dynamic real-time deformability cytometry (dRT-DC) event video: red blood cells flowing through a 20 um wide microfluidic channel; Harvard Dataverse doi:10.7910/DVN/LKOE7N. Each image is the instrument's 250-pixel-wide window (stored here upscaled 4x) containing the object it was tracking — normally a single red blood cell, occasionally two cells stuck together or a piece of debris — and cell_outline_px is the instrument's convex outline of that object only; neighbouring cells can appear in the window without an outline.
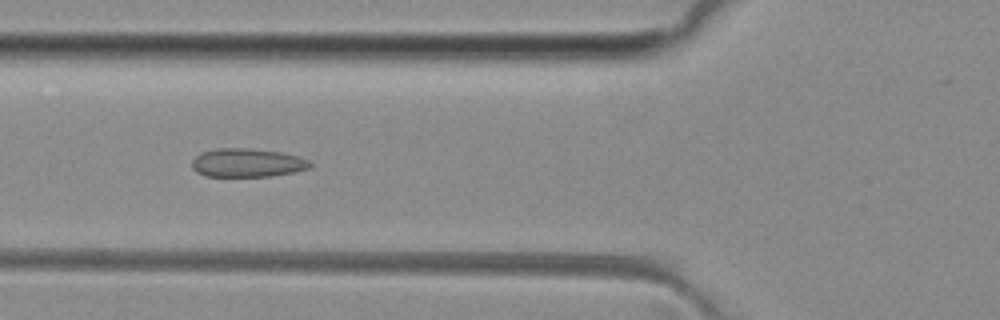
{"species": "common noctule bat (a hibernating species)", "species_latin": "Nyctalus noctula", "temperature_condition": "room temperature", "stored_images_in_passage": 41, "camera_frame_rate_fps": 3000, "um_per_image_px": 0.085, "animal": {"sex": "female", "body_mass_g": 29.2, "forearm_length_mm": 56.3}, "frame": {"image": 1, "passage_image": 9, "time_ms": 2.667, "image_size_px": [1000, 320], "cell_outline_px": [[312, 164], [308, 168], [292, 172], [272, 176], [204, 176], [196, 172], [192, 168], [192, 160], [200, 152], [216, 148], [248, 148], [280, 152], [296, 156], [308, 160]], "centroid_in_image_um": [20.95, 13.83], "position_along_channel_um": 104.8, "area_um2": 19.59}}
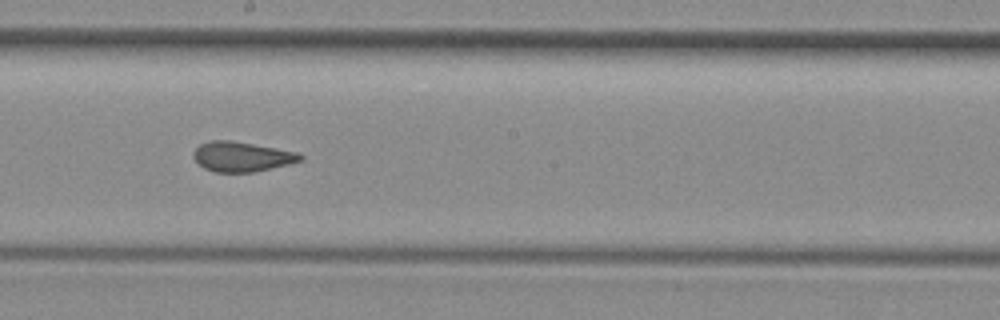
{"frame": {"image": 2, "passage_image": 18, "time_ms": 5.667, "image_size_px": [1000, 320], "cell_outline_px": [[304, 156], [300, 160], [288, 164], [252, 172], [216, 172], [204, 168], [192, 156], [192, 152], [200, 144], [208, 140], [228, 140], [276, 148], [296, 152]], "centroid_in_image_um": [20.5, 13.31], "position_along_channel_um": 227.7, "area_um2": 18.32}}
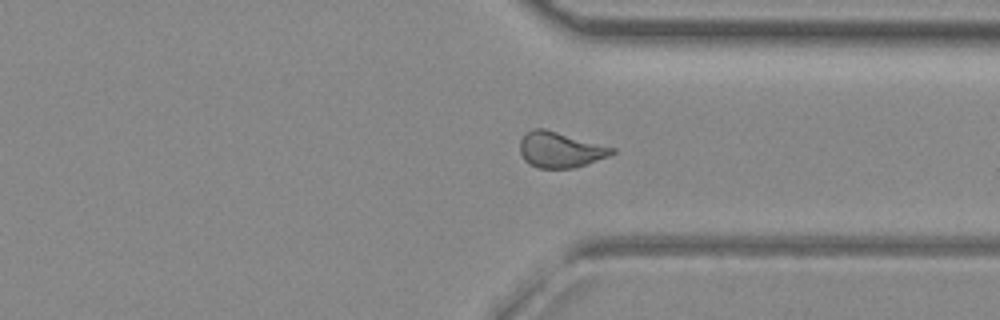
{"frame": {"image": 3, "passage_image": 28, "time_ms": 9.0, "image_size_px": [1000, 320], "cell_outline_px": [[616, 152], [608, 156], [572, 168], [536, 168], [528, 164], [524, 160], [520, 152], [520, 140], [524, 132], [532, 128], [544, 128], [616, 148]], "centroid_in_image_um": [47.57, 12.71], "position_along_channel_um": 363.8, "area_um2": 19.19}, "authors_computed_cell_mechanics": {"area_um2": 19.1318, "velocity_mm_per_s": 4.0939, "shape_relaxation_time_tau1_ms": null, "shape_relaxation_time_tau2_ms": 1.1231, "deformation_change_tau1": null, "deformation_change_tau2": 0.0705}}